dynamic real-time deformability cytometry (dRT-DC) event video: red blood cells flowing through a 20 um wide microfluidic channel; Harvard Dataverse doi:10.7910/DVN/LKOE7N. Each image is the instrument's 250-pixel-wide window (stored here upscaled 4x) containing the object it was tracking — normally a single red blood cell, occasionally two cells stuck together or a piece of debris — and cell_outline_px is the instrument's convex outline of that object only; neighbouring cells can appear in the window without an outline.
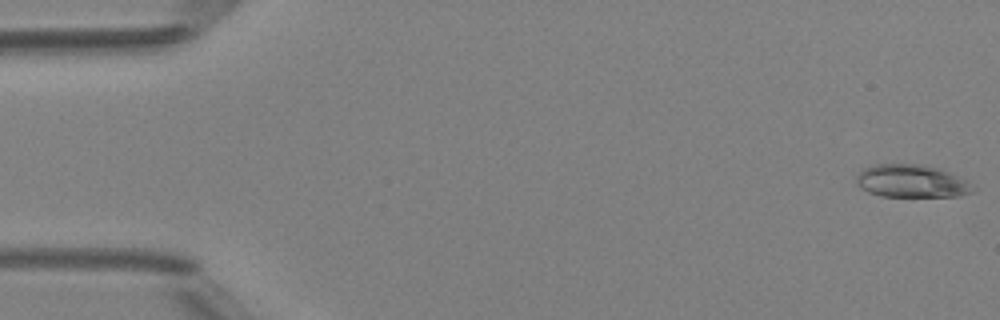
{"species": "Egyptian fruit bat (a non-hibernating species)", "species_latin": "Rousettus aegyptiacus", "temperature_condition": "room temperature", "stored_images_in_passage": 51, "camera_frame_rate_fps": 3000, "um_per_image_px": 0.085, "animal": {"sex": "female"}, "frame": {"image": 1, "passage_image": 1, "time_ms": 0.0, "image_size_px": [1000, 320], "cell_outline_px": [[972, 192], [960, 196], [880, 196], [868, 192], [860, 188], [856, 184], [856, 176], [864, 168], [876, 164], [920, 164], [940, 168], [964, 180], [968, 184]], "centroid_in_image_um": [77.39, 15.39], "position_along_channel_um": 7.6, "area_um2": 21.96}}
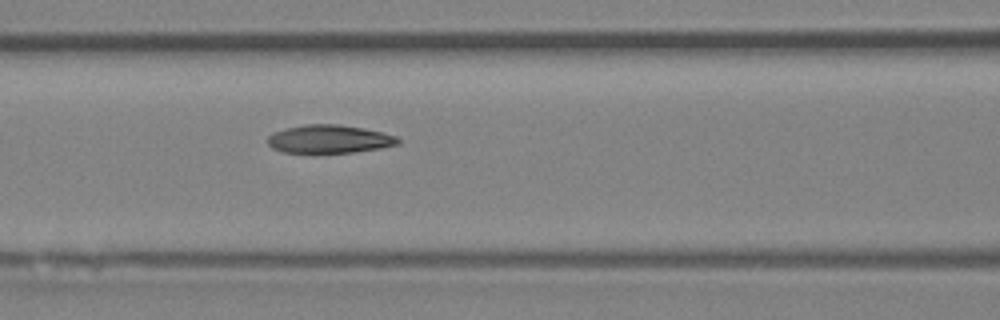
{"frame": {"image": 2, "passage_image": 22, "time_ms": 7.0, "image_size_px": [1000, 320], "cell_outline_px": [[400, 144], [380, 148], [352, 152], [316, 156], [280, 152], [272, 148], [268, 144], [268, 136], [272, 132], [284, 128], [304, 124], [340, 124], [364, 128], [396, 136], [400, 140]], "centroid_in_image_um": [27.91, 11.86], "position_along_channel_um": 138.7, "area_um2": 22.48}}
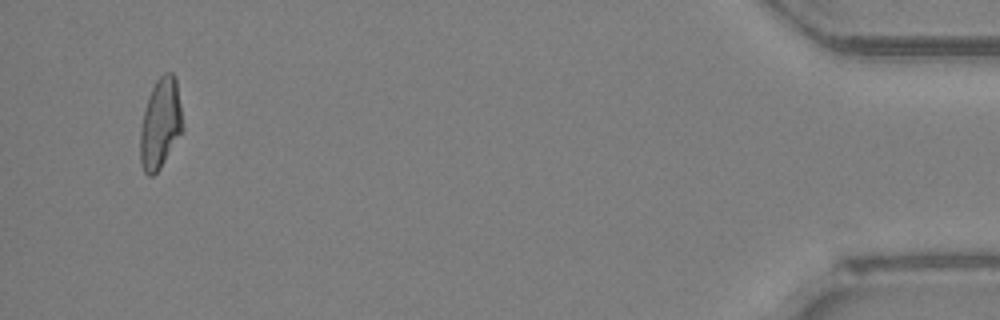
{"frame": {"image": 3, "passage_image": 48, "time_ms": 15.667, "image_size_px": [1000, 320], "cell_outline_px": [[184, 132], [160, 168], [152, 176], [148, 176], [144, 172], [140, 164], [140, 128], [148, 96], [156, 80], [164, 72], [172, 72], [176, 76], [184, 128]], "centroid_in_image_um": [13.65, 10.51], "position_along_channel_um": 421.5, "area_um2": 22.77}, "authors_computed_cell_mechanics": {"area_um2": 22.1952, "velocity_mm_per_s": 4.2096, "shape_relaxation_time_tau1_ms": 5.985, "shape_relaxation_time_tau2_ms": 2.1337, "deformation_change_tau1": 0.1861, "deformation_change_tau2": 0.0809}}